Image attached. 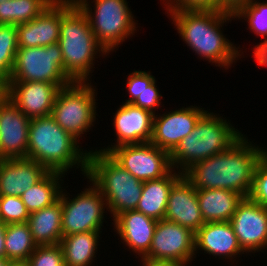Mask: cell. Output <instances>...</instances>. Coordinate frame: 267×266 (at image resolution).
Segmentation results:
<instances>
[{
	"label": "cell",
	"instance_id": "6da1fadb",
	"mask_svg": "<svg viewBox=\"0 0 267 266\" xmlns=\"http://www.w3.org/2000/svg\"><path fill=\"white\" fill-rule=\"evenodd\" d=\"M266 152L249 144L242 135L227 150L195 162L183 175L197 190L226 189L246 198L252 189L256 165Z\"/></svg>",
	"mask_w": 267,
	"mask_h": 266
},
{
	"label": "cell",
	"instance_id": "7a4b0ae2",
	"mask_svg": "<svg viewBox=\"0 0 267 266\" xmlns=\"http://www.w3.org/2000/svg\"><path fill=\"white\" fill-rule=\"evenodd\" d=\"M169 14L183 41L200 57L228 68L240 55L220 30L233 14L216 10H172Z\"/></svg>",
	"mask_w": 267,
	"mask_h": 266
},
{
	"label": "cell",
	"instance_id": "3957f363",
	"mask_svg": "<svg viewBox=\"0 0 267 266\" xmlns=\"http://www.w3.org/2000/svg\"><path fill=\"white\" fill-rule=\"evenodd\" d=\"M64 72L73 82H86L95 54H107L97 42L89 20L74 0H62V21L58 40Z\"/></svg>",
	"mask_w": 267,
	"mask_h": 266
},
{
	"label": "cell",
	"instance_id": "277c9868",
	"mask_svg": "<svg viewBox=\"0 0 267 266\" xmlns=\"http://www.w3.org/2000/svg\"><path fill=\"white\" fill-rule=\"evenodd\" d=\"M77 141L51 115L31 118L27 158L40 163L48 171L61 173L81 164V171L86 175L89 152L80 151Z\"/></svg>",
	"mask_w": 267,
	"mask_h": 266
},
{
	"label": "cell",
	"instance_id": "5b68a950",
	"mask_svg": "<svg viewBox=\"0 0 267 266\" xmlns=\"http://www.w3.org/2000/svg\"><path fill=\"white\" fill-rule=\"evenodd\" d=\"M86 177L102 193L113 219L124 211L136 210L144 182L132 176L108 153L89 151Z\"/></svg>",
	"mask_w": 267,
	"mask_h": 266
},
{
	"label": "cell",
	"instance_id": "8992f818",
	"mask_svg": "<svg viewBox=\"0 0 267 266\" xmlns=\"http://www.w3.org/2000/svg\"><path fill=\"white\" fill-rule=\"evenodd\" d=\"M243 134L213 113H205L192 132L170 153L172 169L186 171L195 162L227 150Z\"/></svg>",
	"mask_w": 267,
	"mask_h": 266
},
{
	"label": "cell",
	"instance_id": "52a82bcc",
	"mask_svg": "<svg viewBox=\"0 0 267 266\" xmlns=\"http://www.w3.org/2000/svg\"><path fill=\"white\" fill-rule=\"evenodd\" d=\"M74 2L86 14L97 42L107 53L113 51L136 30V22L133 21L126 0H95L93 1L95 14L87 0H74Z\"/></svg>",
	"mask_w": 267,
	"mask_h": 266
},
{
	"label": "cell",
	"instance_id": "ba28073f",
	"mask_svg": "<svg viewBox=\"0 0 267 266\" xmlns=\"http://www.w3.org/2000/svg\"><path fill=\"white\" fill-rule=\"evenodd\" d=\"M86 82H72L62 87L55 98L51 116L75 139L93 126L96 118L95 90Z\"/></svg>",
	"mask_w": 267,
	"mask_h": 266
},
{
	"label": "cell",
	"instance_id": "9c48e42d",
	"mask_svg": "<svg viewBox=\"0 0 267 266\" xmlns=\"http://www.w3.org/2000/svg\"><path fill=\"white\" fill-rule=\"evenodd\" d=\"M23 81L51 84L73 82L64 72V62L58 42L44 47L18 48L8 82Z\"/></svg>",
	"mask_w": 267,
	"mask_h": 266
},
{
	"label": "cell",
	"instance_id": "30bf717a",
	"mask_svg": "<svg viewBox=\"0 0 267 266\" xmlns=\"http://www.w3.org/2000/svg\"><path fill=\"white\" fill-rule=\"evenodd\" d=\"M92 187L72 200L62 191L59 199L62 203L63 236L101 230L107 204L102 193L94 185Z\"/></svg>",
	"mask_w": 267,
	"mask_h": 266
},
{
	"label": "cell",
	"instance_id": "8fae6325",
	"mask_svg": "<svg viewBox=\"0 0 267 266\" xmlns=\"http://www.w3.org/2000/svg\"><path fill=\"white\" fill-rule=\"evenodd\" d=\"M108 154L132 176L143 182L159 179L172 170L170 153L151 142L120 145Z\"/></svg>",
	"mask_w": 267,
	"mask_h": 266
},
{
	"label": "cell",
	"instance_id": "7c38bea8",
	"mask_svg": "<svg viewBox=\"0 0 267 266\" xmlns=\"http://www.w3.org/2000/svg\"><path fill=\"white\" fill-rule=\"evenodd\" d=\"M195 253V233L187 227L162 219L157 221L151 247L142 259L188 263Z\"/></svg>",
	"mask_w": 267,
	"mask_h": 266
},
{
	"label": "cell",
	"instance_id": "4fadbf2b",
	"mask_svg": "<svg viewBox=\"0 0 267 266\" xmlns=\"http://www.w3.org/2000/svg\"><path fill=\"white\" fill-rule=\"evenodd\" d=\"M230 223L244 252L267 248V208L243 198L231 217Z\"/></svg>",
	"mask_w": 267,
	"mask_h": 266
},
{
	"label": "cell",
	"instance_id": "5bb4252c",
	"mask_svg": "<svg viewBox=\"0 0 267 266\" xmlns=\"http://www.w3.org/2000/svg\"><path fill=\"white\" fill-rule=\"evenodd\" d=\"M69 84L49 82H8L7 98L28 118L49 116L58 91Z\"/></svg>",
	"mask_w": 267,
	"mask_h": 266
},
{
	"label": "cell",
	"instance_id": "9a60e30c",
	"mask_svg": "<svg viewBox=\"0 0 267 266\" xmlns=\"http://www.w3.org/2000/svg\"><path fill=\"white\" fill-rule=\"evenodd\" d=\"M208 111L186 107L168 114L154 115L151 143L171 153L183 138L195 128L199 119Z\"/></svg>",
	"mask_w": 267,
	"mask_h": 266
},
{
	"label": "cell",
	"instance_id": "2e32d148",
	"mask_svg": "<svg viewBox=\"0 0 267 266\" xmlns=\"http://www.w3.org/2000/svg\"><path fill=\"white\" fill-rule=\"evenodd\" d=\"M30 118L8 98L0 104V159L27 158Z\"/></svg>",
	"mask_w": 267,
	"mask_h": 266
},
{
	"label": "cell",
	"instance_id": "e0dca14e",
	"mask_svg": "<svg viewBox=\"0 0 267 266\" xmlns=\"http://www.w3.org/2000/svg\"><path fill=\"white\" fill-rule=\"evenodd\" d=\"M62 21V0H54L35 19L19 24L18 48L44 47L57 43Z\"/></svg>",
	"mask_w": 267,
	"mask_h": 266
},
{
	"label": "cell",
	"instance_id": "ac0fdd59",
	"mask_svg": "<svg viewBox=\"0 0 267 266\" xmlns=\"http://www.w3.org/2000/svg\"><path fill=\"white\" fill-rule=\"evenodd\" d=\"M154 115L156 114L149 110L124 103L115 113L113 120L117 145L99 151L109 153L120 145L150 142Z\"/></svg>",
	"mask_w": 267,
	"mask_h": 266
},
{
	"label": "cell",
	"instance_id": "d6986e66",
	"mask_svg": "<svg viewBox=\"0 0 267 266\" xmlns=\"http://www.w3.org/2000/svg\"><path fill=\"white\" fill-rule=\"evenodd\" d=\"M165 220L189 228L196 233L203 225L197 189L182 175L172 186Z\"/></svg>",
	"mask_w": 267,
	"mask_h": 266
},
{
	"label": "cell",
	"instance_id": "ffe728a7",
	"mask_svg": "<svg viewBox=\"0 0 267 266\" xmlns=\"http://www.w3.org/2000/svg\"><path fill=\"white\" fill-rule=\"evenodd\" d=\"M48 170L29 158L0 159V195L21 196Z\"/></svg>",
	"mask_w": 267,
	"mask_h": 266
},
{
	"label": "cell",
	"instance_id": "44dd1931",
	"mask_svg": "<svg viewBox=\"0 0 267 266\" xmlns=\"http://www.w3.org/2000/svg\"><path fill=\"white\" fill-rule=\"evenodd\" d=\"M113 221L123 242L143 258L151 247L157 220L139 211L128 210L118 214Z\"/></svg>",
	"mask_w": 267,
	"mask_h": 266
},
{
	"label": "cell",
	"instance_id": "7402d4cb",
	"mask_svg": "<svg viewBox=\"0 0 267 266\" xmlns=\"http://www.w3.org/2000/svg\"><path fill=\"white\" fill-rule=\"evenodd\" d=\"M204 250L210 255L232 257L244 253L230 221L209 222L195 233V251Z\"/></svg>",
	"mask_w": 267,
	"mask_h": 266
},
{
	"label": "cell",
	"instance_id": "603a6c76",
	"mask_svg": "<svg viewBox=\"0 0 267 266\" xmlns=\"http://www.w3.org/2000/svg\"><path fill=\"white\" fill-rule=\"evenodd\" d=\"M197 198L204 223L230 221L243 196L226 189H200Z\"/></svg>",
	"mask_w": 267,
	"mask_h": 266
},
{
	"label": "cell",
	"instance_id": "cb8c5ba5",
	"mask_svg": "<svg viewBox=\"0 0 267 266\" xmlns=\"http://www.w3.org/2000/svg\"><path fill=\"white\" fill-rule=\"evenodd\" d=\"M154 180L144 181L142 195L136 207V211L143 213L155 220L165 217L168 196L173 184L183 175L180 171L172 172Z\"/></svg>",
	"mask_w": 267,
	"mask_h": 266
},
{
	"label": "cell",
	"instance_id": "d4e9b609",
	"mask_svg": "<svg viewBox=\"0 0 267 266\" xmlns=\"http://www.w3.org/2000/svg\"><path fill=\"white\" fill-rule=\"evenodd\" d=\"M27 223L37 246L60 244L62 235V203L54 204L30 214Z\"/></svg>",
	"mask_w": 267,
	"mask_h": 266
},
{
	"label": "cell",
	"instance_id": "484cf974",
	"mask_svg": "<svg viewBox=\"0 0 267 266\" xmlns=\"http://www.w3.org/2000/svg\"><path fill=\"white\" fill-rule=\"evenodd\" d=\"M101 231H89L63 236L60 245L63 249L65 266H90Z\"/></svg>",
	"mask_w": 267,
	"mask_h": 266
},
{
	"label": "cell",
	"instance_id": "4316f807",
	"mask_svg": "<svg viewBox=\"0 0 267 266\" xmlns=\"http://www.w3.org/2000/svg\"><path fill=\"white\" fill-rule=\"evenodd\" d=\"M64 173L48 171L37 183L20 196L28 212L39 211L57 202L62 193L58 181Z\"/></svg>",
	"mask_w": 267,
	"mask_h": 266
},
{
	"label": "cell",
	"instance_id": "83f0119b",
	"mask_svg": "<svg viewBox=\"0 0 267 266\" xmlns=\"http://www.w3.org/2000/svg\"><path fill=\"white\" fill-rule=\"evenodd\" d=\"M54 0H6L0 2V25H19L35 19Z\"/></svg>",
	"mask_w": 267,
	"mask_h": 266
},
{
	"label": "cell",
	"instance_id": "f1b7e54d",
	"mask_svg": "<svg viewBox=\"0 0 267 266\" xmlns=\"http://www.w3.org/2000/svg\"><path fill=\"white\" fill-rule=\"evenodd\" d=\"M37 248L30 231L29 224L10 223L5 230V258L11 260H27Z\"/></svg>",
	"mask_w": 267,
	"mask_h": 266
},
{
	"label": "cell",
	"instance_id": "f546056e",
	"mask_svg": "<svg viewBox=\"0 0 267 266\" xmlns=\"http://www.w3.org/2000/svg\"><path fill=\"white\" fill-rule=\"evenodd\" d=\"M15 25H0V75L9 80L18 50Z\"/></svg>",
	"mask_w": 267,
	"mask_h": 266
},
{
	"label": "cell",
	"instance_id": "4dcf8cb0",
	"mask_svg": "<svg viewBox=\"0 0 267 266\" xmlns=\"http://www.w3.org/2000/svg\"><path fill=\"white\" fill-rule=\"evenodd\" d=\"M234 18H247L249 21V29L262 38L267 39V1L257 2L253 0L251 3L239 8L234 14Z\"/></svg>",
	"mask_w": 267,
	"mask_h": 266
},
{
	"label": "cell",
	"instance_id": "1f68e13d",
	"mask_svg": "<svg viewBox=\"0 0 267 266\" xmlns=\"http://www.w3.org/2000/svg\"><path fill=\"white\" fill-rule=\"evenodd\" d=\"M29 216L20 196H1L0 220L3 223H26Z\"/></svg>",
	"mask_w": 267,
	"mask_h": 266
},
{
	"label": "cell",
	"instance_id": "d6a6232c",
	"mask_svg": "<svg viewBox=\"0 0 267 266\" xmlns=\"http://www.w3.org/2000/svg\"><path fill=\"white\" fill-rule=\"evenodd\" d=\"M27 260L30 266H65L60 244L37 246Z\"/></svg>",
	"mask_w": 267,
	"mask_h": 266
},
{
	"label": "cell",
	"instance_id": "836d02e7",
	"mask_svg": "<svg viewBox=\"0 0 267 266\" xmlns=\"http://www.w3.org/2000/svg\"><path fill=\"white\" fill-rule=\"evenodd\" d=\"M249 198L267 208V152L256 165Z\"/></svg>",
	"mask_w": 267,
	"mask_h": 266
},
{
	"label": "cell",
	"instance_id": "e575fe53",
	"mask_svg": "<svg viewBox=\"0 0 267 266\" xmlns=\"http://www.w3.org/2000/svg\"><path fill=\"white\" fill-rule=\"evenodd\" d=\"M127 88L130 93V99H128L125 103L132 104L144 88L150 86L154 81V76L150 75V72L146 71H134L128 76Z\"/></svg>",
	"mask_w": 267,
	"mask_h": 266
},
{
	"label": "cell",
	"instance_id": "d590c367",
	"mask_svg": "<svg viewBox=\"0 0 267 266\" xmlns=\"http://www.w3.org/2000/svg\"><path fill=\"white\" fill-rule=\"evenodd\" d=\"M170 1V2H169ZM166 9L172 10H216L221 11V0H169ZM170 4V5H169Z\"/></svg>",
	"mask_w": 267,
	"mask_h": 266
},
{
	"label": "cell",
	"instance_id": "8d00e7d4",
	"mask_svg": "<svg viewBox=\"0 0 267 266\" xmlns=\"http://www.w3.org/2000/svg\"><path fill=\"white\" fill-rule=\"evenodd\" d=\"M156 80L147 88H144V90L141 92V94L138 96V98L132 103V105L136 107H140L146 110L151 111L155 114L153 111L156 107L160 105V97L162 96L159 94V91L157 90Z\"/></svg>",
	"mask_w": 267,
	"mask_h": 266
},
{
	"label": "cell",
	"instance_id": "74e56055",
	"mask_svg": "<svg viewBox=\"0 0 267 266\" xmlns=\"http://www.w3.org/2000/svg\"><path fill=\"white\" fill-rule=\"evenodd\" d=\"M252 1L253 0H221V11L234 14L239 8Z\"/></svg>",
	"mask_w": 267,
	"mask_h": 266
},
{
	"label": "cell",
	"instance_id": "f35d334b",
	"mask_svg": "<svg viewBox=\"0 0 267 266\" xmlns=\"http://www.w3.org/2000/svg\"><path fill=\"white\" fill-rule=\"evenodd\" d=\"M253 53L259 65L267 66V39L257 44Z\"/></svg>",
	"mask_w": 267,
	"mask_h": 266
},
{
	"label": "cell",
	"instance_id": "ab89813d",
	"mask_svg": "<svg viewBox=\"0 0 267 266\" xmlns=\"http://www.w3.org/2000/svg\"><path fill=\"white\" fill-rule=\"evenodd\" d=\"M143 266H185L188 263L184 262H165V261H149L142 260Z\"/></svg>",
	"mask_w": 267,
	"mask_h": 266
},
{
	"label": "cell",
	"instance_id": "60d3db41",
	"mask_svg": "<svg viewBox=\"0 0 267 266\" xmlns=\"http://www.w3.org/2000/svg\"><path fill=\"white\" fill-rule=\"evenodd\" d=\"M6 225L0 220V258H5V230Z\"/></svg>",
	"mask_w": 267,
	"mask_h": 266
},
{
	"label": "cell",
	"instance_id": "b9f144b4",
	"mask_svg": "<svg viewBox=\"0 0 267 266\" xmlns=\"http://www.w3.org/2000/svg\"><path fill=\"white\" fill-rule=\"evenodd\" d=\"M8 80L0 75V104L7 99Z\"/></svg>",
	"mask_w": 267,
	"mask_h": 266
},
{
	"label": "cell",
	"instance_id": "7bdbcfd3",
	"mask_svg": "<svg viewBox=\"0 0 267 266\" xmlns=\"http://www.w3.org/2000/svg\"><path fill=\"white\" fill-rule=\"evenodd\" d=\"M8 266H30L28 260H11Z\"/></svg>",
	"mask_w": 267,
	"mask_h": 266
},
{
	"label": "cell",
	"instance_id": "ee69618b",
	"mask_svg": "<svg viewBox=\"0 0 267 266\" xmlns=\"http://www.w3.org/2000/svg\"><path fill=\"white\" fill-rule=\"evenodd\" d=\"M9 260L6 258H0V266H8Z\"/></svg>",
	"mask_w": 267,
	"mask_h": 266
}]
</instances>
